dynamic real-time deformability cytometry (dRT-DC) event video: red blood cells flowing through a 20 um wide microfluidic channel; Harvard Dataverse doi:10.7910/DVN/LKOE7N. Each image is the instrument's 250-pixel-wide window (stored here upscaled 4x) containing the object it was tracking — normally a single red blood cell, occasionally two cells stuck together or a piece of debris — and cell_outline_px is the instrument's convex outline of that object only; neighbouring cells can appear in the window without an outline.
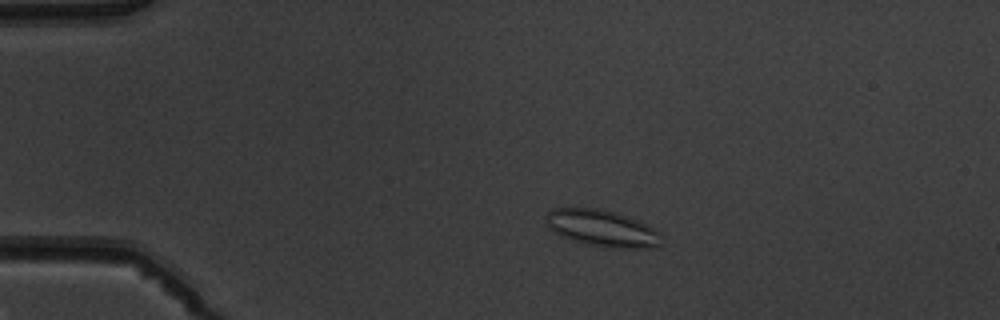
{"species": "common noctule bat (a hibernating species)", "species_latin": "Nyctalus noctula", "temperature_condition": "warm", "stored_images_in_passage": 6, "camera_frame_rate_fps": 3000, "um_per_image_px": 0.085, "animal": {"sex": "male", "body_mass_g": 19.5, "forearm_length_mm": 54.6}, "frame": {"image": 1, "passage_image": 3, "time_ms": 2.333, "image_size_px": [1000, 320], "cell_outline_px": [[660, 244], [656, 248], [612, 248], [584, 244], [560, 236], [548, 228], [548, 212], [552, 208], [596, 208], [616, 212], [648, 224], [660, 232]], "centroid_in_image_um": [51.2, 19.41], "position_along_channel_um": 33.8, "area_um2": 24.74}}
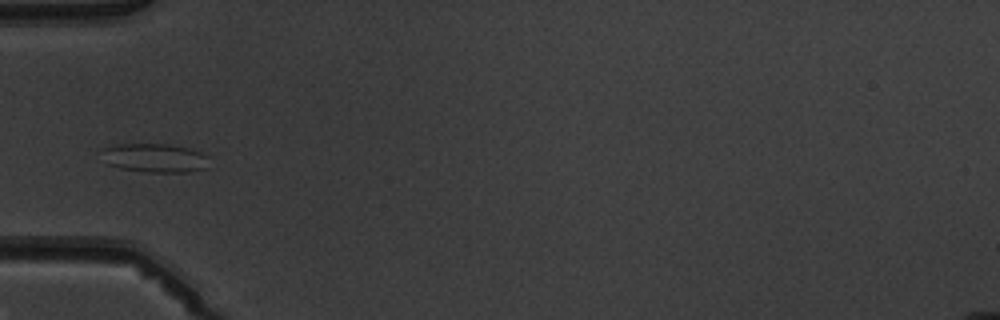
{"frame": {"image": 2, "passage_image": 5, "time_ms": 4.667, "image_size_px": [1000, 320], "cell_outline_px": [[208, 168], [188, 172], [148, 172], [120, 168], [108, 164], [100, 148], [112, 144], [168, 144], [188, 148], [200, 152], [208, 156]], "centroid_in_image_um": [13.16, 13.42], "position_along_channel_um": 71.8, "area_um2": 18.15}}
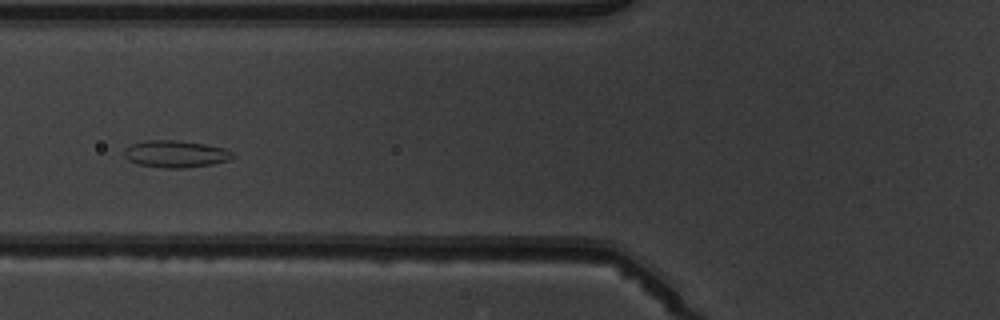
{"frame": {"image": 3, "passage_image": 6, "time_ms": 5.667, "image_size_px": [1000, 320], "cell_outline_px": [[236, 156], [228, 160], [212, 164], [184, 168], [164, 168], [136, 164], [128, 160], [124, 156], [124, 148], [132, 144], [144, 140], [176, 140], [208, 144], [224, 148], [232, 152]], "centroid_in_image_um": [14.91, 13.08], "position_along_channel_um": 110.9, "area_um2": 17.28}}